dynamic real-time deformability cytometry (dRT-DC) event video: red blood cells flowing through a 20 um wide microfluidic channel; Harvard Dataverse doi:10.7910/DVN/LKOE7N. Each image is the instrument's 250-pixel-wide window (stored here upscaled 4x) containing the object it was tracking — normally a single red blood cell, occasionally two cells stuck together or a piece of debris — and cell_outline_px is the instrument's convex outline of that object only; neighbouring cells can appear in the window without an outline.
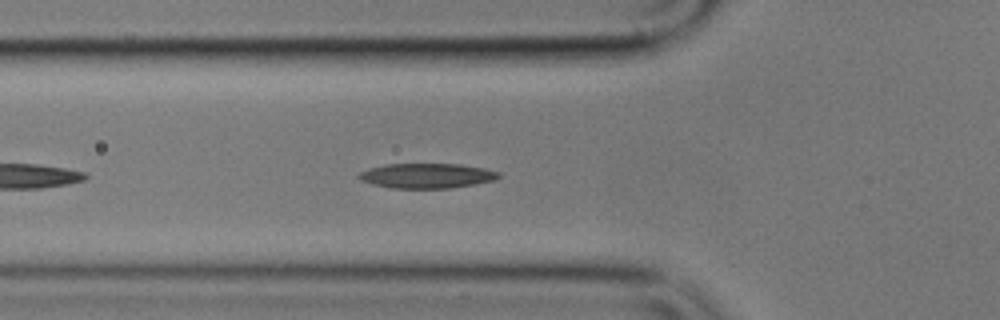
{"species": "common noctule bat (a hibernating species)", "species_latin": "Nyctalus noctula", "temperature_condition": "cold", "stored_images_in_passage": 34, "camera_frame_rate_fps": 3000, "um_per_image_px": 0.085, "animal": {"sex": "male", "body_mass_g": 17.9}, "frame": {"image": 1, "passage_image": 7, "time_ms": 2.0, "image_size_px": [1000, 320], "cell_outline_px": [[500, 176], [496, 180], [476, 184], [448, 188], [392, 188], [372, 184], [360, 180], [356, 176], [360, 172], [368, 168], [388, 164], [460, 164], [484, 168], [500, 172]], "centroid_in_image_um": [36.28, 14.94], "position_along_channel_um": 89.5, "area_um2": 20.35}}
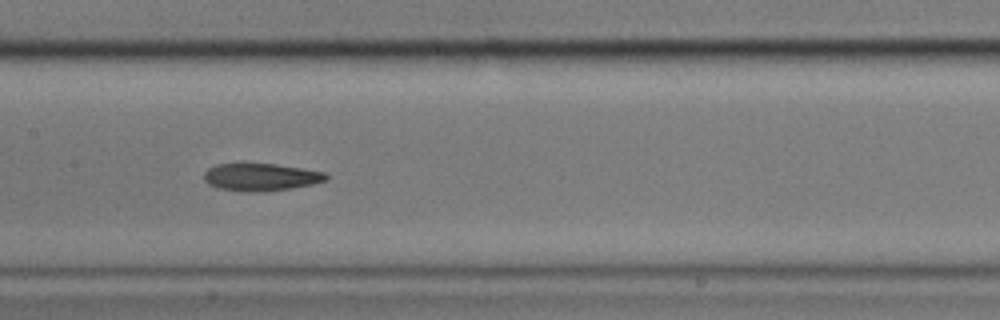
{"frame": {"image": 2, "passage_image": 15, "time_ms": 4.667, "image_size_px": [1000, 320], "cell_outline_px": [[328, 180], [312, 184], [292, 188], [264, 192], [248, 192], [220, 188], [208, 184], [204, 180], [204, 172], [208, 168], [216, 164], [276, 164], [324, 172], [328, 176]], "centroid_in_image_um": [22.17, 15.06], "position_along_channel_um": 185.2, "area_um2": 19.48}}
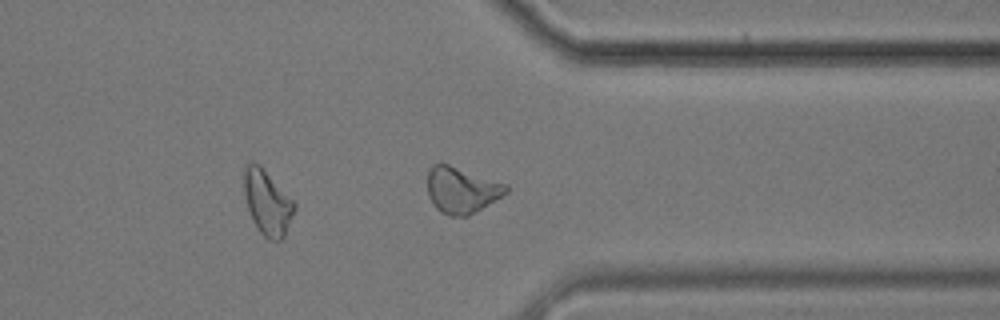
{"frame": {"image": 3, "passage_image": 31, "time_ms": 10.0, "image_size_px": [1000, 320], "cell_outline_px": [[508, 192], [468, 216], [448, 216], [440, 212], [436, 208], [428, 196], [428, 172], [432, 164], [448, 164], [508, 184]], "centroid_in_image_um": [39.23, 16.16], "position_along_channel_um": 372.2, "area_um2": 21.04}}